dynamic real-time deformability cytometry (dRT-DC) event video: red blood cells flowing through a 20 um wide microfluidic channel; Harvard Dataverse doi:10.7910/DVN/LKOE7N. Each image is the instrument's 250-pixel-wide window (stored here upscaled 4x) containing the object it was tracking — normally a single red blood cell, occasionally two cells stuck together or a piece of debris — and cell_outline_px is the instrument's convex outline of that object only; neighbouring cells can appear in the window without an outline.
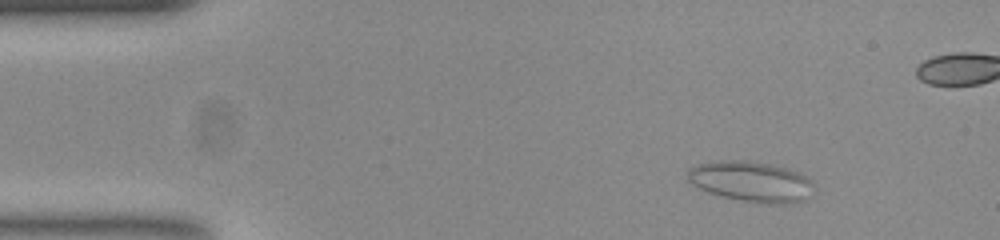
{"species": "common noctule bat (a hibernating species)", "species_latin": "Nyctalus noctula", "temperature_condition": "room temperature", "stored_images_in_passage": 49, "camera_frame_rate_fps": 3000, "um_per_image_px": 0.085, "animal": {"sex": "female", "body_mass_g": 23.0, "forearm_length_mm": 53.4}, "frame": {"image": 1, "passage_image": 1, "time_ms": 0.0, "image_size_px": [1000, 240], "cell_outline_px": [[804, 180], [792, 200], [780, 204], [744, 200], [724, 196], [712, 192], [696, 184], [688, 176], [688, 172], [692, 168], [704, 164], [724, 160], [740, 160], [768, 164], [784, 168], [800, 176]], "centroid_in_image_um": [63.55, 15.37], "position_along_channel_um": 21.4, "area_um2": 25.89}}
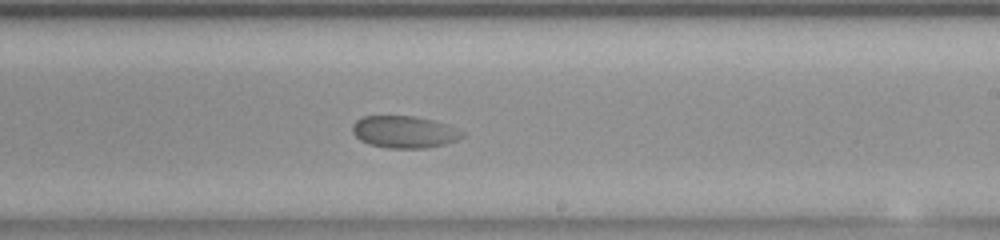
{"frame": {"image": 2, "passage_image": 26, "time_ms": 8.333, "image_size_px": [1000, 240], "cell_outline_px": [[464, 136], [444, 144], [424, 148], [388, 148], [372, 144], [360, 140], [352, 132], [352, 124], [356, 120], [364, 116], [416, 116], [432, 120], [464, 132]], "centroid_in_image_um": [34.31, 11.21], "position_along_channel_um": 254.7, "area_um2": 20.17}}
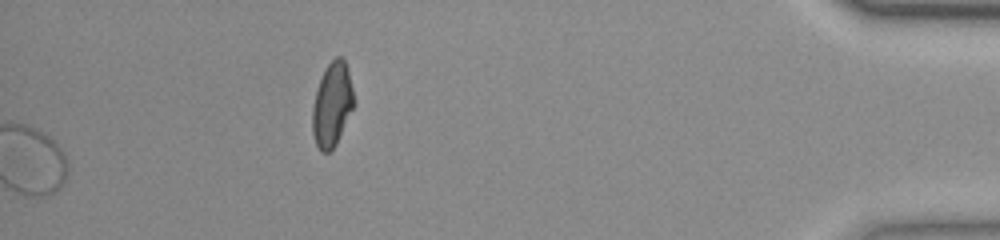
{"frame": {"image": 3, "passage_image": 49, "time_ms": 16.0, "image_size_px": [1000, 240], "cell_outline_px": [[356, 104], [336, 144], [328, 152], [320, 152], [316, 144], [312, 132], [312, 108], [316, 88], [328, 64], [336, 56], [340, 56], [344, 60], [348, 72], [356, 100]], "centroid_in_image_um": [28.24, 8.91], "position_along_channel_um": 407.0, "area_um2": 20.46}}